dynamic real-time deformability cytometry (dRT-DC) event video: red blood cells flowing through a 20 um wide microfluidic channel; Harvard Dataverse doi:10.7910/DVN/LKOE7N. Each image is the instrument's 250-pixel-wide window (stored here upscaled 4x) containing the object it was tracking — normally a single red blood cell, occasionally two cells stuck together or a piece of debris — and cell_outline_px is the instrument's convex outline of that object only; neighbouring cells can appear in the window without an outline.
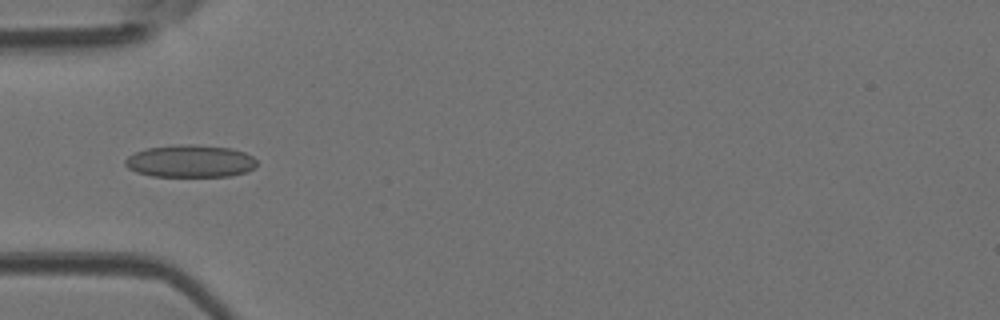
{"species": "Egyptian fruit bat (a non-hibernating species)", "species_latin": "Rousettus aegyptiacus", "temperature_condition": "room temperature", "stored_images_in_passage": 47, "camera_frame_rate_fps": 3000, "um_per_image_px": 0.085, "animal": {"sex": "female"}, "frame": {"image": 1, "passage_image": 15, "time_ms": 4.667, "image_size_px": [1000, 320], "cell_outline_px": [[256, 164], [252, 168], [244, 172], [228, 176], [152, 176], [136, 172], [128, 168], [124, 164], [124, 160], [128, 156], [136, 152], [148, 148], [180, 144], [192, 144], [232, 148], [244, 152], [252, 156], [256, 160]], "centroid_in_image_um": [16.14, 13.69], "position_along_channel_um": 68.9, "area_um2": 24.74}}
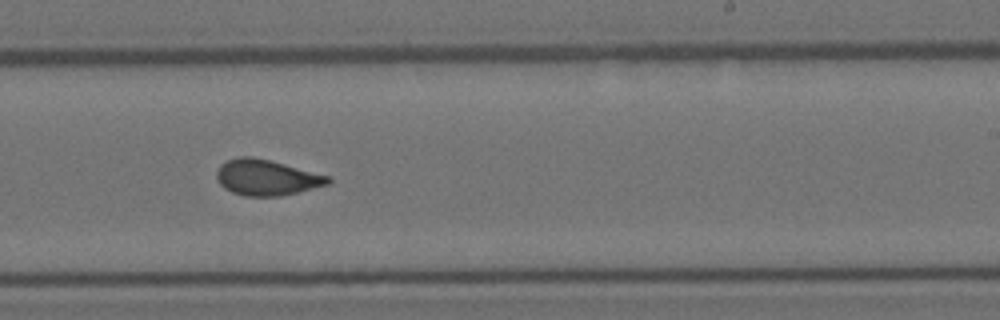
{"frame": {"image": 2, "passage_image": 29, "time_ms": 9.333, "image_size_px": [1000, 320], "cell_outline_px": [[332, 180], [328, 184], [280, 196], [244, 196], [232, 192], [224, 188], [220, 184], [216, 176], [216, 172], [220, 164], [228, 160], [240, 156], [252, 156], [272, 160], [328, 176]], "centroid_in_image_um": [22.62, 15.07], "position_along_channel_um": 266.4, "area_um2": 23.12}}
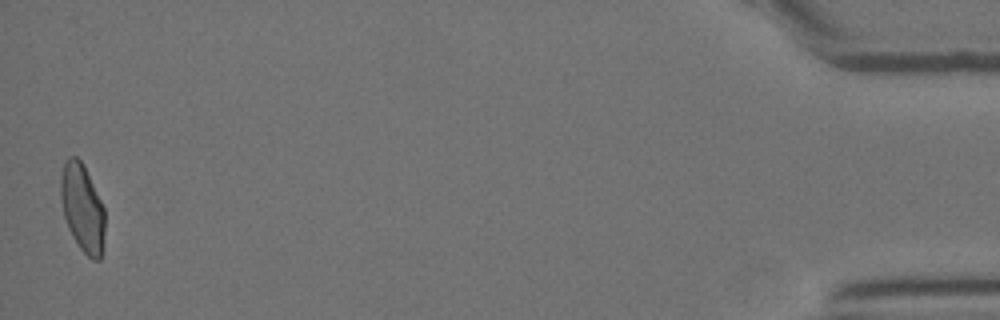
{"frame": {"image": 3, "passage_image": 47, "time_ms": 15.333, "image_size_px": [1000, 320], "cell_outline_px": [[104, 240], [100, 260], [92, 260], [80, 248], [72, 236], [68, 228], [64, 216], [60, 196], [60, 176], [64, 160], [68, 156], [76, 156], [80, 160], [104, 208]], "centroid_in_image_um": [6.98, 17.69], "position_along_channel_um": 428.2, "area_um2": 22.43}, "authors_computed_cell_mechanics": {"area_um2": 23.12, "velocity_mm_per_s": 4.2251, "shape_relaxation_time_tau1_ms": null, "shape_relaxation_time_tau2_ms": 0.9617, "deformation_change_tau1": null, "deformation_change_tau2": 0.0529}}